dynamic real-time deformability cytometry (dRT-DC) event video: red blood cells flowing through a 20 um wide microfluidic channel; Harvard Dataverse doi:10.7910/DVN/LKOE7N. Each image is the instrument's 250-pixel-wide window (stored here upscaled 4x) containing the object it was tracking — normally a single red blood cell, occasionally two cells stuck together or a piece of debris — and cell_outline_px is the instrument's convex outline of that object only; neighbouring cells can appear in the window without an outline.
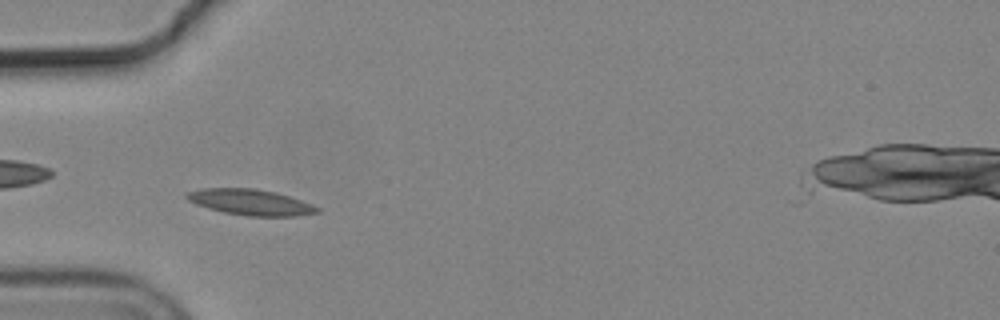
{"species": "common noctule bat (a hibernating species)", "species_latin": "Nyctalus noctula", "temperature_condition": "cold", "stored_images_in_passage": 53, "camera_frame_rate_fps": 3000, "um_per_image_px": 0.085, "animal": {"sex": "male", "body_mass_g": 19.2, "forearm_length_mm": 51.8}, "frame": {"image": 1, "passage_image": 14, "time_ms": 4.333, "image_size_px": [1000, 320], "cell_outline_px": [[320, 212], [296, 216], [248, 216], [224, 212], [208, 208], [196, 204], [188, 200], [184, 196], [188, 192], [204, 188], [252, 188], [276, 192], [300, 200], [320, 208]], "centroid_in_image_um": [21.29, 17.19], "position_along_channel_um": 63.7, "area_um2": 19.48}}
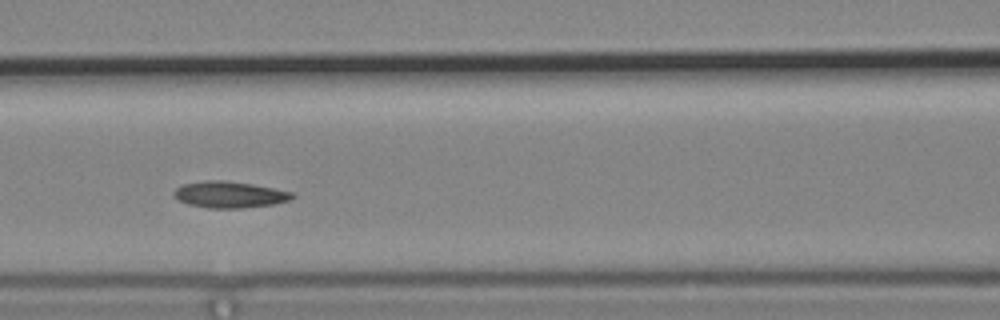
{"frame": {"image": 2, "passage_image": 21, "time_ms": 6.667, "image_size_px": [1000, 320], "cell_outline_px": [[296, 196], [292, 200], [272, 204], [244, 208], [208, 208], [188, 204], [180, 200], [172, 192], [176, 188], [184, 184], [208, 180], [224, 180], [252, 184], [292, 192]], "centroid_in_image_um": [19.54, 16.54], "position_along_channel_um": 147.1, "area_um2": 18.09}}
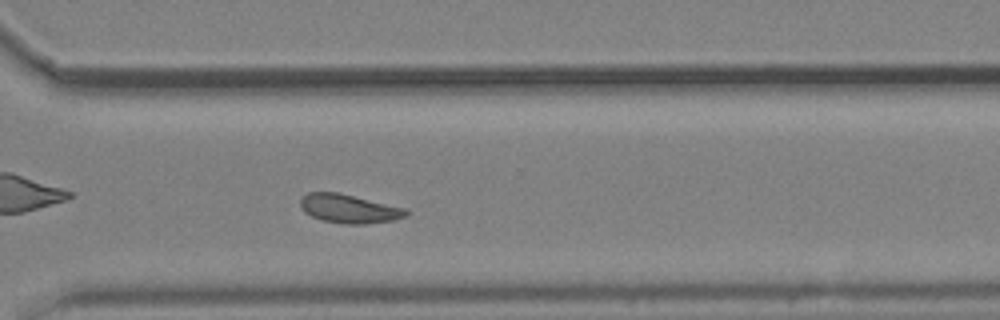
{"frame": {"image": 3, "passage_image": 37, "time_ms": 12.0, "image_size_px": [1000, 320], "cell_outline_px": [[408, 216], [392, 220], [364, 224], [344, 224], [320, 220], [304, 212], [300, 208], [300, 200], [308, 192], [336, 192], [408, 208]], "centroid_in_image_um": [29.67, 17.74], "position_along_channel_um": 340.9, "area_um2": 17.8}, "authors_computed_cell_mechanics": {"area_um2": 17.6868, "velocity_mm_per_s": 3.6414, "shape_relaxation_time_tau1_ms": null, "shape_relaxation_time_tau2_ms": 4.9563, "deformation_change_tau1": null, "deformation_change_tau2": 0.0952}}